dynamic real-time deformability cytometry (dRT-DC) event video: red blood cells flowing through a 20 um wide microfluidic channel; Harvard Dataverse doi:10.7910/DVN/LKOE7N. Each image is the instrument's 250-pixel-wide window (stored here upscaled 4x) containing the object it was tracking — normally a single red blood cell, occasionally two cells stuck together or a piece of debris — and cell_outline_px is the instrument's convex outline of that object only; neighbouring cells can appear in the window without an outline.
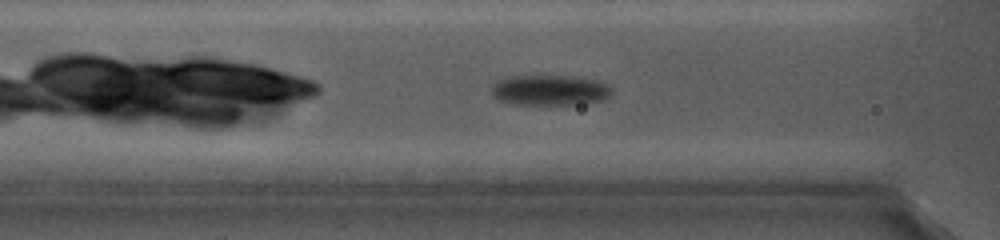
{"species": "common noctule bat (a hibernating species)", "species_latin": "Nyctalus noctula", "temperature_condition": "cold", "stored_images_in_passage": 32, "camera_frame_rate_fps": 5000, "um_per_image_px": 0.085, "animal": {"sex": "female", "body_mass_g": 19.0, "forearm_length_mm": 56.7}, "frame": {"image": 1, "passage_image": 11, "time_ms": 4.6, "image_size_px": [1000, 240], "cell_outline_px": [[612, 92], [608, 96], [600, 100], [580, 104], [516, 104], [500, 100], [492, 96], [492, 84], [496, 80], [504, 76], [540, 72], [572, 76], [600, 80], [608, 84], [612, 88]], "centroid_in_image_um": [46.68, 7.59], "position_along_channel_um": 119.9, "area_um2": 22.43}}
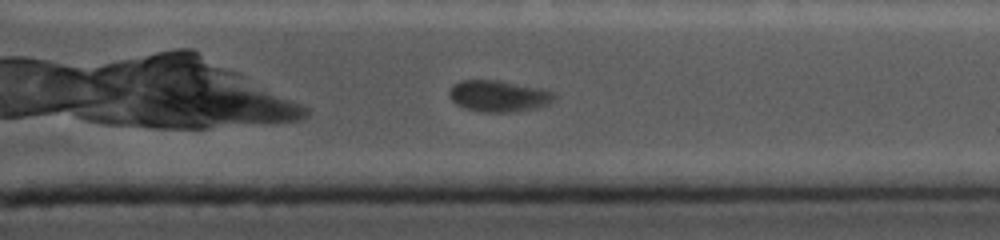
{"frame": {"image": 2, "passage_image": 27, "time_ms": 11.2, "image_size_px": [1000, 240], "cell_outline_px": [[556, 100], [548, 104], [536, 108], [516, 112], [484, 112], [464, 108], [456, 104], [448, 96], [448, 92], [452, 84], [460, 80], [500, 80], [556, 92]], "centroid_in_image_um": [42.38, 8.16], "position_along_channel_um": 369.0, "area_um2": 19.48}}
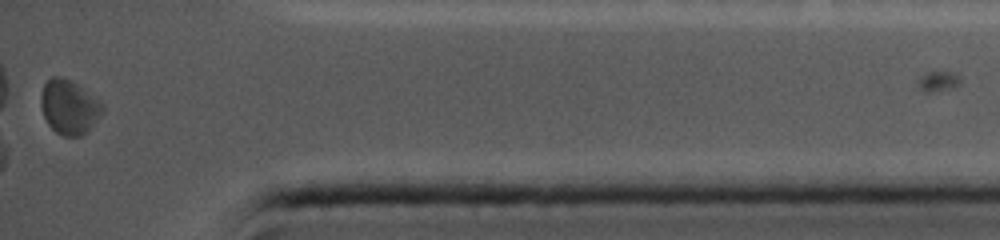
{"frame": {"image": 3, "passage_image": 31, "time_ms": 13.0, "image_size_px": [1000, 240], "cell_outline_px": [[104, 108], [100, 116], [88, 132], [80, 136], [64, 136], [56, 132], [48, 124], [44, 116], [40, 104], [40, 96], [44, 84], [52, 76], [64, 76], [72, 80], [104, 104]], "centroid_in_image_um": [5.88, 9.08], "position_along_channel_um": 429.3, "area_um2": 19.65}}